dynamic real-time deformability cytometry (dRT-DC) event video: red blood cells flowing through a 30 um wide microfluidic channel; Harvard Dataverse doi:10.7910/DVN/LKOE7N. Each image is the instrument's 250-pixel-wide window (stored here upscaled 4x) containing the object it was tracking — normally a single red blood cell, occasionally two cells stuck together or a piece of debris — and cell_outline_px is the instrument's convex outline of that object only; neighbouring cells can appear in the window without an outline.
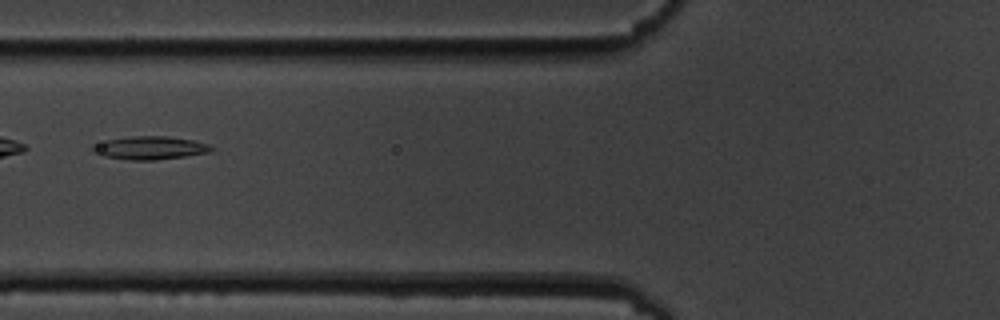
{"species": "common noctule bat (a hibernating species)", "species_latin": "Nyctalus noctula", "temperature_condition": "cold", "stored_images_in_passage": 12, "camera_frame_rate_fps": 3000, "um_per_image_px": 0.085, "animal": {"sex": "male", "body_mass_g": 19.5, "forearm_length_mm": 54.6}, "frame": {"image": 1, "passage_image": 3, "time_ms": 2.333, "image_size_px": [1000, 320], "cell_outline_px": [[216, 148], [212, 152], [156, 160], [132, 160], [104, 156], [92, 152], [88, 148], [108, 140], [132, 136], [168, 136], [192, 140], [208, 144]], "centroid_in_image_um": [12.78, 12.57], "position_along_channel_um": 113.0, "area_um2": 15.95}}
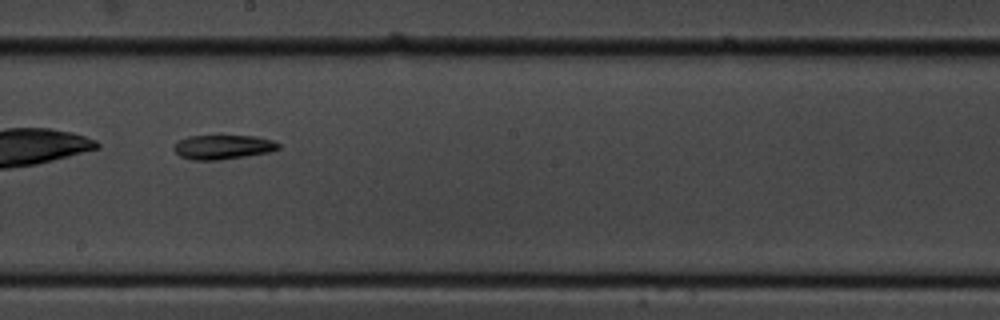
{"frame": {"image": 2, "passage_image": 6, "time_ms": 5.667, "image_size_px": [1000, 320], "cell_outline_px": [[280, 148], [268, 152], [248, 156], [216, 160], [192, 160], [180, 156], [172, 148], [180, 140], [188, 136], [256, 136], [272, 140], [280, 144]], "centroid_in_image_um": [18.96, 12.5], "position_along_channel_um": 229.2, "area_um2": 14.74}}
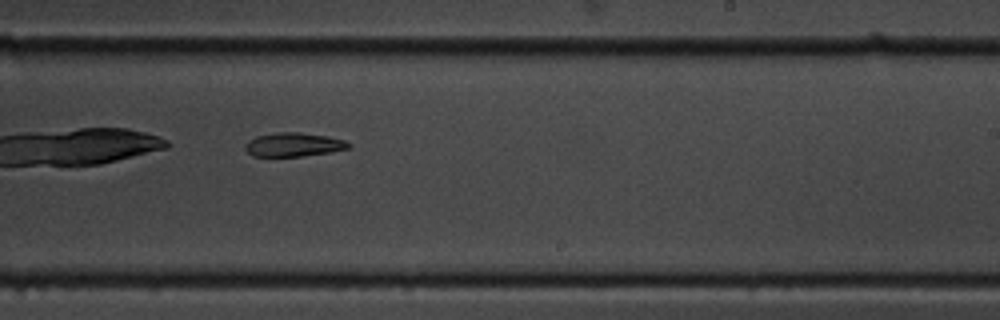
{"frame": {"image": 3, "passage_image": 7, "time_ms": 6.667, "image_size_px": [1000, 320], "cell_outline_px": [[352, 148], [332, 152], [300, 156], [252, 156], [244, 148], [244, 144], [248, 140], [256, 136], [276, 132], [300, 132], [328, 136], [344, 140], [352, 144]], "centroid_in_image_um": [24.97, 12.29], "position_along_channel_um": 264.0, "area_um2": 14.57}}